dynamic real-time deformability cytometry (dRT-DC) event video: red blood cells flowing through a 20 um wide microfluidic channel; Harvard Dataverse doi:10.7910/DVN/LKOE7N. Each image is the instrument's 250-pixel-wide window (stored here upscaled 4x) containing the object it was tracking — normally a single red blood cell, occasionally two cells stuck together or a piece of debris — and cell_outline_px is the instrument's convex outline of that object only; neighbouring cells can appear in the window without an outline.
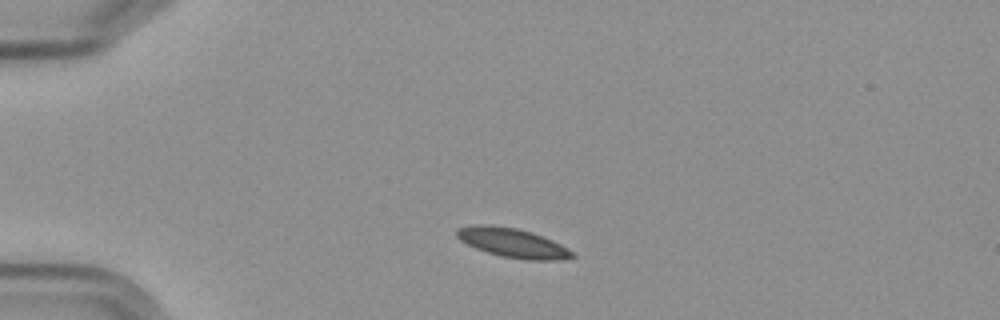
{"species": "Egyptian fruit bat (a non-hibernating species)", "species_latin": "Rousettus aegyptiacus", "temperature_condition": "cold", "stored_images_in_passage": 2, "camera_frame_rate_fps": 3000, "um_per_image_px": 0.085, "frame": {"image": 1, "passage_image": 1, "time_ms": 0.0, "image_size_px": [1000, 320], "cell_outline_px": [[576, 256], [556, 260], [528, 260], [500, 256], [476, 248], [460, 240], [456, 236], [456, 228], [472, 224], [492, 224], [516, 228], [532, 232], [544, 236], [576, 252]], "centroid_in_image_um": [43.57, 20.62], "position_along_channel_um": 41.4, "area_um2": 19.88}}